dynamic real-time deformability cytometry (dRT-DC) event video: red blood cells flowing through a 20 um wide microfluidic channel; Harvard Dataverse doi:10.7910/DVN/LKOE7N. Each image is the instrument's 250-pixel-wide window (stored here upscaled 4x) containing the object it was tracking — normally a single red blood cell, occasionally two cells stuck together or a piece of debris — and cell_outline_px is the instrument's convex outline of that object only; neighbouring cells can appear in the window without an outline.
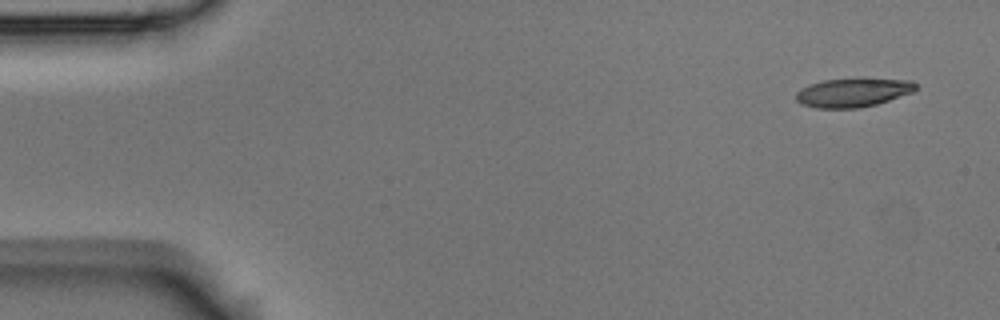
{"species": "Egyptian fruit bat (a non-hibernating species)", "species_latin": "Rousettus aegyptiacus", "temperature_condition": "room temperature", "stored_images_in_passage": 6, "camera_frame_rate_fps": 3000, "um_per_image_px": 0.085, "animal": {"sex": "male"}, "frame": {"image": 1, "passage_image": 1, "time_ms": 0.0, "image_size_px": [1000, 320], "cell_outline_px": [[916, 88], [912, 92], [876, 104], [860, 108], [816, 108], [804, 104], [796, 100], [796, 92], [800, 88], [808, 84], [824, 80], [912, 80], [916, 84]], "centroid_in_image_um": [72.44, 7.89], "position_along_channel_um": 12.6, "area_um2": 19.48}}
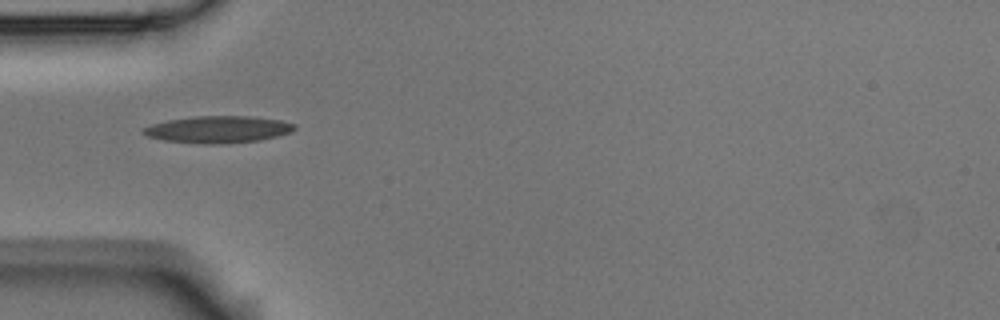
{"frame": {"image": 2, "passage_image": 5, "time_ms": 1.333, "image_size_px": [1000, 320], "cell_outline_px": [[296, 128], [288, 132], [276, 136], [260, 140], [208, 144], [204, 144], [164, 140], [148, 136], [140, 132], [140, 128], [152, 124], [168, 120], [196, 116], [248, 116], [280, 120], [296, 124]], "centroid_in_image_um": [18.48, 10.99], "position_along_channel_um": 66.5, "area_um2": 23.47}}
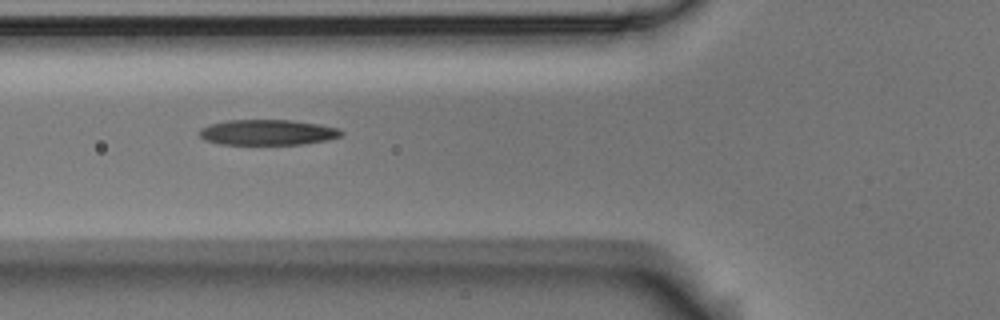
{"frame": {"image": 3, "passage_image": 6, "time_ms": 1.667, "image_size_px": [1000, 320], "cell_outline_px": [[344, 132], [340, 136], [328, 140], [300, 144], [220, 144], [204, 140], [200, 136], [200, 128], [208, 124], [224, 120], [292, 120], [320, 124], [336, 128]], "centroid_in_image_um": [22.71, 11.24], "position_along_channel_um": 103.1, "area_um2": 21.1}}